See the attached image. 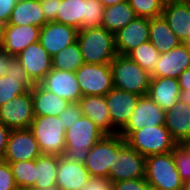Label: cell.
Segmentation results:
<instances>
[{
    "instance_id": "32",
    "label": "cell",
    "mask_w": 190,
    "mask_h": 190,
    "mask_svg": "<svg viewBox=\"0 0 190 190\" xmlns=\"http://www.w3.org/2000/svg\"><path fill=\"white\" fill-rule=\"evenodd\" d=\"M84 63L78 42L69 45L52 58V68L63 71L76 72Z\"/></svg>"
},
{
    "instance_id": "28",
    "label": "cell",
    "mask_w": 190,
    "mask_h": 190,
    "mask_svg": "<svg viewBox=\"0 0 190 190\" xmlns=\"http://www.w3.org/2000/svg\"><path fill=\"white\" fill-rule=\"evenodd\" d=\"M149 41L160 54L169 52L182 44L163 16L149 19Z\"/></svg>"
},
{
    "instance_id": "5",
    "label": "cell",
    "mask_w": 190,
    "mask_h": 190,
    "mask_svg": "<svg viewBox=\"0 0 190 190\" xmlns=\"http://www.w3.org/2000/svg\"><path fill=\"white\" fill-rule=\"evenodd\" d=\"M125 141L144 157L169 153L177 145L165 125L148 126L132 131Z\"/></svg>"
},
{
    "instance_id": "35",
    "label": "cell",
    "mask_w": 190,
    "mask_h": 190,
    "mask_svg": "<svg viewBox=\"0 0 190 190\" xmlns=\"http://www.w3.org/2000/svg\"><path fill=\"white\" fill-rule=\"evenodd\" d=\"M137 17L152 19L162 16L166 0H127Z\"/></svg>"
},
{
    "instance_id": "51",
    "label": "cell",
    "mask_w": 190,
    "mask_h": 190,
    "mask_svg": "<svg viewBox=\"0 0 190 190\" xmlns=\"http://www.w3.org/2000/svg\"><path fill=\"white\" fill-rule=\"evenodd\" d=\"M15 190H38L34 187H23V186H17ZM41 190H45V189H41Z\"/></svg>"
},
{
    "instance_id": "53",
    "label": "cell",
    "mask_w": 190,
    "mask_h": 190,
    "mask_svg": "<svg viewBox=\"0 0 190 190\" xmlns=\"http://www.w3.org/2000/svg\"><path fill=\"white\" fill-rule=\"evenodd\" d=\"M45 190H60L57 186L46 188Z\"/></svg>"
},
{
    "instance_id": "48",
    "label": "cell",
    "mask_w": 190,
    "mask_h": 190,
    "mask_svg": "<svg viewBox=\"0 0 190 190\" xmlns=\"http://www.w3.org/2000/svg\"><path fill=\"white\" fill-rule=\"evenodd\" d=\"M99 1L102 3V5L104 7H107V6H112V5H115L117 3L127 1V0H99Z\"/></svg>"
},
{
    "instance_id": "45",
    "label": "cell",
    "mask_w": 190,
    "mask_h": 190,
    "mask_svg": "<svg viewBox=\"0 0 190 190\" xmlns=\"http://www.w3.org/2000/svg\"><path fill=\"white\" fill-rule=\"evenodd\" d=\"M177 79L180 91H190V68L183 71Z\"/></svg>"
},
{
    "instance_id": "47",
    "label": "cell",
    "mask_w": 190,
    "mask_h": 190,
    "mask_svg": "<svg viewBox=\"0 0 190 190\" xmlns=\"http://www.w3.org/2000/svg\"><path fill=\"white\" fill-rule=\"evenodd\" d=\"M179 101L190 108V91H180Z\"/></svg>"
},
{
    "instance_id": "7",
    "label": "cell",
    "mask_w": 190,
    "mask_h": 190,
    "mask_svg": "<svg viewBox=\"0 0 190 190\" xmlns=\"http://www.w3.org/2000/svg\"><path fill=\"white\" fill-rule=\"evenodd\" d=\"M126 143L119 134H105L88 151L84 162L91 177L109 178L110 167H113L114 154Z\"/></svg>"
},
{
    "instance_id": "37",
    "label": "cell",
    "mask_w": 190,
    "mask_h": 190,
    "mask_svg": "<svg viewBox=\"0 0 190 190\" xmlns=\"http://www.w3.org/2000/svg\"><path fill=\"white\" fill-rule=\"evenodd\" d=\"M175 165L183 181L190 179V148L187 144H177L173 148Z\"/></svg>"
},
{
    "instance_id": "30",
    "label": "cell",
    "mask_w": 190,
    "mask_h": 190,
    "mask_svg": "<svg viewBox=\"0 0 190 190\" xmlns=\"http://www.w3.org/2000/svg\"><path fill=\"white\" fill-rule=\"evenodd\" d=\"M58 156L42 154L35 159V185L41 190L56 186Z\"/></svg>"
},
{
    "instance_id": "44",
    "label": "cell",
    "mask_w": 190,
    "mask_h": 190,
    "mask_svg": "<svg viewBox=\"0 0 190 190\" xmlns=\"http://www.w3.org/2000/svg\"><path fill=\"white\" fill-rule=\"evenodd\" d=\"M10 133L11 129L0 121V160H2L5 154Z\"/></svg>"
},
{
    "instance_id": "21",
    "label": "cell",
    "mask_w": 190,
    "mask_h": 190,
    "mask_svg": "<svg viewBox=\"0 0 190 190\" xmlns=\"http://www.w3.org/2000/svg\"><path fill=\"white\" fill-rule=\"evenodd\" d=\"M56 186L60 190H81L91 178L84 163L58 156Z\"/></svg>"
},
{
    "instance_id": "26",
    "label": "cell",
    "mask_w": 190,
    "mask_h": 190,
    "mask_svg": "<svg viewBox=\"0 0 190 190\" xmlns=\"http://www.w3.org/2000/svg\"><path fill=\"white\" fill-rule=\"evenodd\" d=\"M35 116H60L69 101L46 90L40 83L31 89Z\"/></svg>"
},
{
    "instance_id": "16",
    "label": "cell",
    "mask_w": 190,
    "mask_h": 190,
    "mask_svg": "<svg viewBox=\"0 0 190 190\" xmlns=\"http://www.w3.org/2000/svg\"><path fill=\"white\" fill-rule=\"evenodd\" d=\"M16 58L35 84L40 83L52 69V58L39 41L28 45Z\"/></svg>"
},
{
    "instance_id": "2",
    "label": "cell",
    "mask_w": 190,
    "mask_h": 190,
    "mask_svg": "<svg viewBox=\"0 0 190 190\" xmlns=\"http://www.w3.org/2000/svg\"><path fill=\"white\" fill-rule=\"evenodd\" d=\"M105 133L87 116H82L75 124L65 132L64 157L84 163L88 151Z\"/></svg>"
},
{
    "instance_id": "11",
    "label": "cell",
    "mask_w": 190,
    "mask_h": 190,
    "mask_svg": "<svg viewBox=\"0 0 190 190\" xmlns=\"http://www.w3.org/2000/svg\"><path fill=\"white\" fill-rule=\"evenodd\" d=\"M42 152L36 138L28 129H12L7 143L4 162L35 160Z\"/></svg>"
},
{
    "instance_id": "49",
    "label": "cell",
    "mask_w": 190,
    "mask_h": 190,
    "mask_svg": "<svg viewBox=\"0 0 190 190\" xmlns=\"http://www.w3.org/2000/svg\"><path fill=\"white\" fill-rule=\"evenodd\" d=\"M5 25H6L5 23L0 21V45H1L2 39H3Z\"/></svg>"
},
{
    "instance_id": "52",
    "label": "cell",
    "mask_w": 190,
    "mask_h": 190,
    "mask_svg": "<svg viewBox=\"0 0 190 190\" xmlns=\"http://www.w3.org/2000/svg\"><path fill=\"white\" fill-rule=\"evenodd\" d=\"M184 44L190 48V35L189 37L186 39V41L184 42Z\"/></svg>"
},
{
    "instance_id": "34",
    "label": "cell",
    "mask_w": 190,
    "mask_h": 190,
    "mask_svg": "<svg viewBox=\"0 0 190 190\" xmlns=\"http://www.w3.org/2000/svg\"><path fill=\"white\" fill-rule=\"evenodd\" d=\"M9 163L16 186L34 187L35 179V160L7 162Z\"/></svg>"
},
{
    "instance_id": "36",
    "label": "cell",
    "mask_w": 190,
    "mask_h": 190,
    "mask_svg": "<svg viewBox=\"0 0 190 190\" xmlns=\"http://www.w3.org/2000/svg\"><path fill=\"white\" fill-rule=\"evenodd\" d=\"M104 6L99 0H84V16L82 29L102 26Z\"/></svg>"
},
{
    "instance_id": "13",
    "label": "cell",
    "mask_w": 190,
    "mask_h": 190,
    "mask_svg": "<svg viewBox=\"0 0 190 190\" xmlns=\"http://www.w3.org/2000/svg\"><path fill=\"white\" fill-rule=\"evenodd\" d=\"M141 96L113 87L105 100L112 126L120 132L128 123Z\"/></svg>"
},
{
    "instance_id": "31",
    "label": "cell",
    "mask_w": 190,
    "mask_h": 190,
    "mask_svg": "<svg viewBox=\"0 0 190 190\" xmlns=\"http://www.w3.org/2000/svg\"><path fill=\"white\" fill-rule=\"evenodd\" d=\"M82 16H84V0H61L54 22L82 30Z\"/></svg>"
},
{
    "instance_id": "33",
    "label": "cell",
    "mask_w": 190,
    "mask_h": 190,
    "mask_svg": "<svg viewBox=\"0 0 190 190\" xmlns=\"http://www.w3.org/2000/svg\"><path fill=\"white\" fill-rule=\"evenodd\" d=\"M127 56L151 74L159 63L160 53L150 41H147L134 48Z\"/></svg>"
},
{
    "instance_id": "20",
    "label": "cell",
    "mask_w": 190,
    "mask_h": 190,
    "mask_svg": "<svg viewBox=\"0 0 190 190\" xmlns=\"http://www.w3.org/2000/svg\"><path fill=\"white\" fill-rule=\"evenodd\" d=\"M40 28L32 25H5L0 47L12 57L23 51L28 45L39 41Z\"/></svg>"
},
{
    "instance_id": "50",
    "label": "cell",
    "mask_w": 190,
    "mask_h": 190,
    "mask_svg": "<svg viewBox=\"0 0 190 190\" xmlns=\"http://www.w3.org/2000/svg\"><path fill=\"white\" fill-rule=\"evenodd\" d=\"M181 190H190V179L183 182Z\"/></svg>"
},
{
    "instance_id": "39",
    "label": "cell",
    "mask_w": 190,
    "mask_h": 190,
    "mask_svg": "<svg viewBox=\"0 0 190 190\" xmlns=\"http://www.w3.org/2000/svg\"><path fill=\"white\" fill-rule=\"evenodd\" d=\"M113 190H152L145 178L116 181L112 183Z\"/></svg>"
},
{
    "instance_id": "15",
    "label": "cell",
    "mask_w": 190,
    "mask_h": 190,
    "mask_svg": "<svg viewBox=\"0 0 190 190\" xmlns=\"http://www.w3.org/2000/svg\"><path fill=\"white\" fill-rule=\"evenodd\" d=\"M34 86L35 83L27 75L19 60L12 57L6 75L0 77V106Z\"/></svg>"
},
{
    "instance_id": "22",
    "label": "cell",
    "mask_w": 190,
    "mask_h": 190,
    "mask_svg": "<svg viewBox=\"0 0 190 190\" xmlns=\"http://www.w3.org/2000/svg\"><path fill=\"white\" fill-rule=\"evenodd\" d=\"M162 16L182 43L190 35V2L166 0Z\"/></svg>"
},
{
    "instance_id": "42",
    "label": "cell",
    "mask_w": 190,
    "mask_h": 190,
    "mask_svg": "<svg viewBox=\"0 0 190 190\" xmlns=\"http://www.w3.org/2000/svg\"><path fill=\"white\" fill-rule=\"evenodd\" d=\"M81 190H113L112 183L105 178L91 177Z\"/></svg>"
},
{
    "instance_id": "1",
    "label": "cell",
    "mask_w": 190,
    "mask_h": 190,
    "mask_svg": "<svg viewBox=\"0 0 190 190\" xmlns=\"http://www.w3.org/2000/svg\"><path fill=\"white\" fill-rule=\"evenodd\" d=\"M77 42L88 64H110L117 55L115 34L103 27L79 30Z\"/></svg>"
},
{
    "instance_id": "17",
    "label": "cell",
    "mask_w": 190,
    "mask_h": 190,
    "mask_svg": "<svg viewBox=\"0 0 190 190\" xmlns=\"http://www.w3.org/2000/svg\"><path fill=\"white\" fill-rule=\"evenodd\" d=\"M40 84L48 91L71 102H79L82 92L75 72L52 68Z\"/></svg>"
},
{
    "instance_id": "40",
    "label": "cell",
    "mask_w": 190,
    "mask_h": 190,
    "mask_svg": "<svg viewBox=\"0 0 190 190\" xmlns=\"http://www.w3.org/2000/svg\"><path fill=\"white\" fill-rule=\"evenodd\" d=\"M16 187L9 163L0 160V190H15Z\"/></svg>"
},
{
    "instance_id": "9",
    "label": "cell",
    "mask_w": 190,
    "mask_h": 190,
    "mask_svg": "<svg viewBox=\"0 0 190 190\" xmlns=\"http://www.w3.org/2000/svg\"><path fill=\"white\" fill-rule=\"evenodd\" d=\"M145 165L146 157L125 143L114 154L113 167H110L108 180L113 183L145 178Z\"/></svg>"
},
{
    "instance_id": "8",
    "label": "cell",
    "mask_w": 190,
    "mask_h": 190,
    "mask_svg": "<svg viewBox=\"0 0 190 190\" xmlns=\"http://www.w3.org/2000/svg\"><path fill=\"white\" fill-rule=\"evenodd\" d=\"M75 74L82 96H105L114 87L110 64L84 63Z\"/></svg>"
},
{
    "instance_id": "24",
    "label": "cell",
    "mask_w": 190,
    "mask_h": 190,
    "mask_svg": "<svg viewBox=\"0 0 190 190\" xmlns=\"http://www.w3.org/2000/svg\"><path fill=\"white\" fill-rule=\"evenodd\" d=\"M165 127L177 144H186L190 140V108L177 101L166 112Z\"/></svg>"
},
{
    "instance_id": "41",
    "label": "cell",
    "mask_w": 190,
    "mask_h": 190,
    "mask_svg": "<svg viewBox=\"0 0 190 190\" xmlns=\"http://www.w3.org/2000/svg\"><path fill=\"white\" fill-rule=\"evenodd\" d=\"M60 2L61 0H40L42 11L48 22L56 20Z\"/></svg>"
},
{
    "instance_id": "14",
    "label": "cell",
    "mask_w": 190,
    "mask_h": 190,
    "mask_svg": "<svg viewBox=\"0 0 190 190\" xmlns=\"http://www.w3.org/2000/svg\"><path fill=\"white\" fill-rule=\"evenodd\" d=\"M78 29L56 22H47L40 28L39 42L53 58L58 52L77 42Z\"/></svg>"
},
{
    "instance_id": "18",
    "label": "cell",
    "mask_w": 190,
    "mask_h": 190,
    "mask_svg": "<svg viewBox=\"0 0 190 190\" xmlns=\"http://www.w3.org/2000/svg\"><path fill=\"white\" fill-rule=\"evenodd\" d=\"M147 41H149L148 18L136 17L115 33V48L119 55H127L134 48Z\"/></svg>"
},
{
    "instance_id": "23",
    "label": "cell",
    "mask_w": 190,
    "mask_h": 190,
    "mask_svg": "<svg viewBox=\"0 0 190 190\" xmlns=\"http://www.w3.org/2000/svg\"><path fill=\"white\" fill-rule=\"evenodd\" d=\"M178 79L168 77L151 78L147 96L163 111L167 112L179 101Z\"/></svg>"
},
{
    "instance_id": "25",
    "label": "cell",
    "mask_w": 190,
    "mask_h": 190,
    "mask_svg": "<svg viewBox=\"0 0 190 190\" xmlns=\"http://www.w3.org/2000/svg\"><path fill=\"white\" fill-rule=\"evenodd\" d=\"M79 104L82 114L90 118L105 134L119 133L112 126L105 96H82Z\"/></svg>"
},
{
    "instance_id": "43",
    "label": "cell",
    "mask_w": 190,
    "mask_h": 190,
    "mask_svg": "<svg viewBox=\"0 0 190 190\" xmlns=\"http://www.w3.org/2000/svg\"><path fill=\"white\" fill-rule=\"evenodd\" d=\"M17 0H0V21L7 24Z\"/></svg>"
},
{
    "instance_id": "46",
    "label": "cell",
    "mask_w": 190,
    "mask_h": 190,
    "mask_svg": "<svg viewBox=\"0 0 190 190\" xmlns=\"http://www.w3.org/2000/svg\"><path fill=\"white\" fill-rule=\"evenodd\" d=\"M12 56L0 47V77L5 76Z\"/></svg>"
},
{
    "instance_id": "27",
    "label": "cell",
    "mask_w": 190,
    "mask_h": 190,
    "mask_svg": "<svg viewBox=\"0 0 190 190\" xmlns=\"http://www.w3.org/2000/svg\"><path fill=\"white\" fill-rule=\"evenodd\" d=\"M47 22L40 0H27L16 2L6 25H32L41 28Z\"/></svg>"
},
{
    "instance_id": "54",
    "label": "cell",
    "mask_w": 190,
    "mask_h": 190,
    "mask_svg": "<svg viewBox=\"0 0 190 190\" xmlns=\"http://www.w3.org/2000/svg\"><path fill=\"white\" fill-rule=\"evenodd\" d=\"M186 144L190 148V140Z\"/></svg>"
},
{
    "instance_id": "4",
    "label": "cell",
    "mask_w": 190,
    "mask_h": 190,
    "mask_svg": "<svg viewBox=\"0 0 190 190\" xmlns=\"http://www.w3.org/2000/svg\"><path fill=\"white\" fill-rule=\"evenodd\" d=\"M145 180L152 190H181L183 180L175 165L173 152L146 157Z\"/></svg>"
},
{
    "instance_id": "10",
    "label": "cell",
    "mask_w": 190,
    "mask_h": 190,
    "mask_svg": "<svg viewBox=\"0 0 190 190\" xmlns=\"http://www.w3.org/2000/svg\"><path fill=\"white\" fill-rule=\"evenodd\" d=\"M31 90L0 106V121L12 129H28L34 119Z\"/></svg>"
},
{
    "instance_id": "3",
    "label": "cell",
    "mask_w": 190,
    "mask_h": 190,
    "mask_svg": "<svg viewBox=\"0 0 190 190\" xmlns=\"http://www.w3.org/2000/svg\"><path fill=\"white\" fill-rule=\"evenodd\" d=\"M110 68L115 88L140 96L148 94L151 74L127 55L117 54Z\"/></svg>"
},
{
    "instance_id": "29",
    "label": "cell",
    "mask_w": 190,
    "mask_h": 190,
    "mask_svg": "<svg viewBox=\"0 0 190 190\" xmlns=\"http://www.w3.org/2000/svg\"><path fill=\"white\" fill-rule=\"evenodd\" d=\"M137 17L127 1L104 7L102 26L115 34Z\"/></svg>"
},
{
    "instance_id": "19",
    "label": "cell",
    "mask_w": 190,
    "mask_h": 190,
    "mask_svg": "<svg viewBox=\"0 0 190 190\" xmlns=\"http://www.w3.org/2000/svg\"><path fill=\"white\" fill-rule=\"evenodd\" d=\"M189 68L190 48L182 43L169 52L160 54L159 63L151 73V78L168 77L177 79L183 71Z\"/></svg>"
},
{
    "instance_id": "38",
    "label": "cell",
    "mask_w": 190,
    "mask_h": 190,
    "mask_svg": "<svg viewBox=\"0 0 190 190\" xmlns=\"http://www.w3.org/2000/svg\"><path fill=\"white\" fill-rule=\"evenodd\" d=\"M82 116H83L82 109L79 102H71L66 107V109L60 114L59 120L62 122V126H64L65 130H68Z\"/></svg>"
},
{
    "instance_id": "6",
    "label": "cell",
    "mask_w": 190,
    "mask_h": 190,
    "mask_svg": "<svg viewBox=\"0 0 190 190\" xmlns=\"http://www.w3.org/2000/svg\"><path fill=\"white\" fill-rule=\"evenodd\" d=\"M42 154L63 156L65 152V128L59 116H35L29 126Z\"/></svg>"
},
{
    "instance_id": "12",
    "label": "cell",
    "mask_w": 190,
    "mask_h": 190,
    "mask_svg": "<svg viewBox=\"0 0 190 190\" xmlns=\"http://www.w3.org/2000/svg\"><path fill=\"white\" fill-rule=\"evenodd\" d=\"M166 112L147 95L141 96L126 126L119 132L125 139L132 131L143 127L164 125Z\"/></svg>"
}]
</instances>
